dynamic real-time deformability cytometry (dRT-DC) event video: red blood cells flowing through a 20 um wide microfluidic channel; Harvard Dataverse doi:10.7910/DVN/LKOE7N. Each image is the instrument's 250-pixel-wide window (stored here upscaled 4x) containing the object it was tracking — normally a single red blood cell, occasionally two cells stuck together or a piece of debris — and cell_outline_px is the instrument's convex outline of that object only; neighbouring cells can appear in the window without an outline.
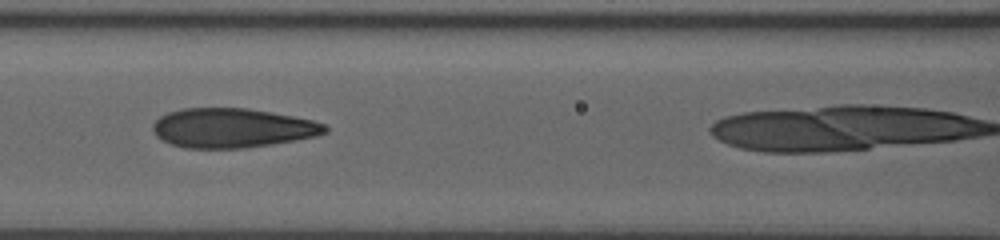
{"species": "human", "species_latin": "Homo sapiens", "temperature_condition": "room temperature", "stored_images_in_passage": 44, "camera_frame_rate_fps": 3000, "um_per_image_px": 0.085, "donor": {"sex": "male"}, "frame": {"image": 1, "passage_image": 24, "time_ms": 7.667, "image_size_px": [1000, 240], "cell_outline_px": [[328, 132], [316, 136], [272, 144], [244, 148], [184, 148], [172, 144], [156, 136], [152, 128], [152, 124], [160, 116], [168, 112], [184, 108], [248, 108], [272, 112], [312, 120], [324, 124], [328, 128]], "centroid_in_image_um": [19.74, 10.87], "position_along_channel_um": 146.9, "area_um2": 39.48}}
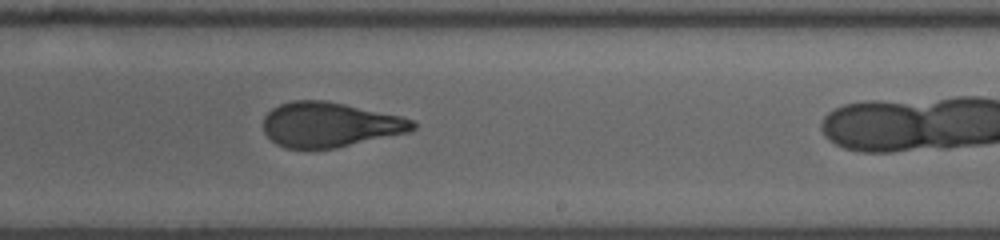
{"frame": {"image": 2, "passage_image": 33, "time_ms": 10.667, "image_size_px": [1000, 240], "cell_outline_px": [[416, 128], [408, 132], [336, 148], [284, 148], [276, 144], [264, 132], [264, 116], [272, 108], [280, 104], [292, 100], [324, 100], [344, 104], [400, 116], [412, 120], [416, 124]], "centroid_in_image_um": [28.0, 10.59], "position_along_channel_um": 261.0, "area_um2": 38.78}}
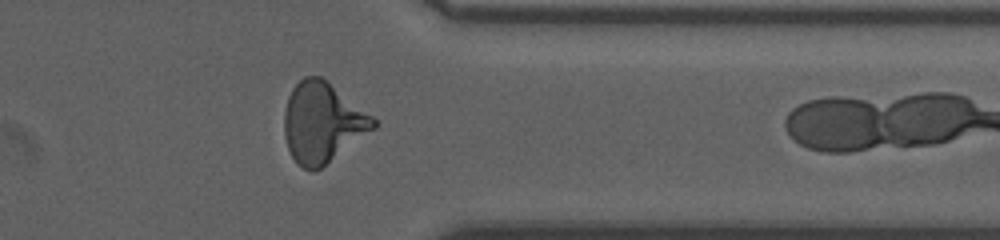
{"frame": {"image": 3, "passage_image": 43, "time_ms": 14.0, "image_size_px": [1000, 240], "cell_outline_px": [[376, 128], [320, 168], [312, 172], [296, 164], [288, 148], [284, 136], [284, 112], [288, 96], [292, 88], [304, 76], [320, 76], [372, 116], [376, 120]], "centroid_in_image_um": [27.37, 10.43], "position_along_channel_um": 384.0, "area_um2": 41.21}}